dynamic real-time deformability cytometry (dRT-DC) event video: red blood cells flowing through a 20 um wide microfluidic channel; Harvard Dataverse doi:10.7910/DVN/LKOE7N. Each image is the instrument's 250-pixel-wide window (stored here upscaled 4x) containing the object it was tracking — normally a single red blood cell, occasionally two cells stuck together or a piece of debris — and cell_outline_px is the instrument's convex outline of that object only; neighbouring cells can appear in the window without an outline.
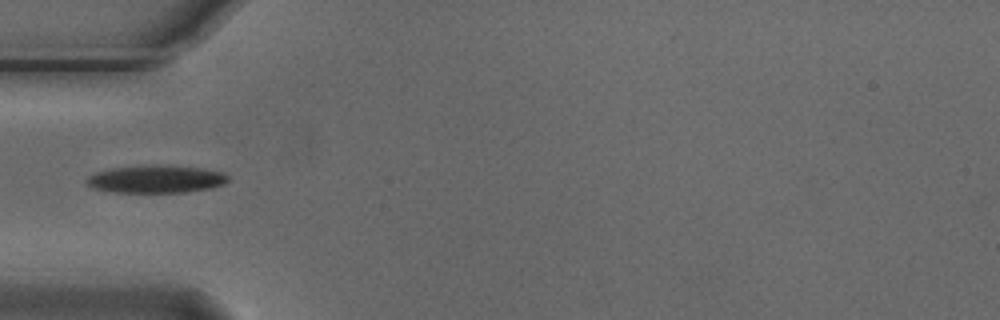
{"species": "Egyptian fruit bat (a non-hibernating species)", "species_latin": "Rousettus aegyptiacus", "temperature_condition": "cold", "stored_images_in_passage": 2, "camera_frame_rate_fps": 3000, "um_per_image_px": 0.085, "animal": {"sex": "male"}, "frame": {"image": 1, "passage_image": 2, "time_ms": 0.333, "image_size_px": [1000, 320], "cell_outline_px": [[228, 180], [224, 184], [212, 188], [184, 192], [112, 192], [92, 188], [84, 180], [92, 172], [112, 168], [152, 164], [156, 164], [200, 168], [224, 172], [228, 176]], "centroid_in_image_um": [13.23, 15.21], "position_along_channel_um": 71.8, "area_um2": 23.06}}